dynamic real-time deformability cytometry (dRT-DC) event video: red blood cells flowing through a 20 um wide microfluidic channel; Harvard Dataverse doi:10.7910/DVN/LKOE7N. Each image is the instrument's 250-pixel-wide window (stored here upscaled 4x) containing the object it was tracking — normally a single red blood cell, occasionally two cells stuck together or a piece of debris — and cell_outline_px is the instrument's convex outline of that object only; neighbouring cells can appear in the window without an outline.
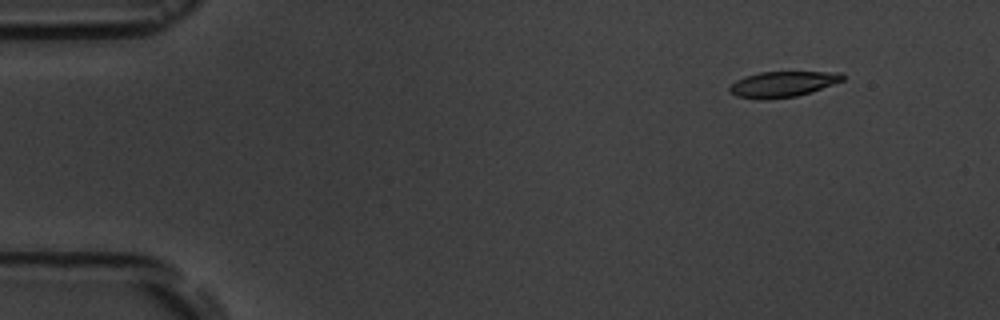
{"species": "common noctule bat (a hibernating species)", "species_latin": "Nyctalus noctula", "temperature_condition": "room temperature", "stored_images_in_passage": 4, "camera_frame_rate_fps": 3000, "um_per_image_px": 0.085, "animal": {"sex": "male", "body_mass_g": 19.5, "forearm_length_mm": 54.6}, "frame": {"image": 1, "passage_image": 1, "time_ms": 0.0, "image_size_px": [1000, 320], "cell_outline_px": [[844, 80], [812, 92], [796, 96], [764, 100], [760, 100], [736, 96], [728, 92], [728, 88], [736, 80], [744, 76], [760, 72], [840, 72], [844, 76]], "centroid_in_image_um": [66.49, 7.16], "position_along_channel_um": 18.5, "area_um2": 17.05}}
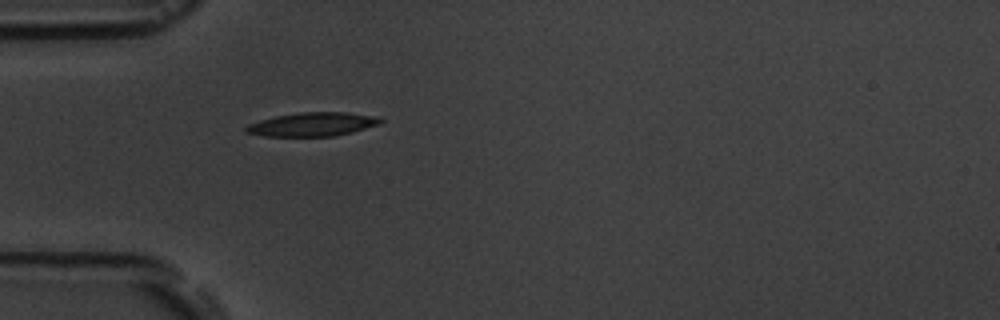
{"frame": {"image": 2, "passage_image": 4, "time_ms": 3.667, "image_size_px": [1000, 320], "cell_outline_px": [[384, 120], [380, 124], [352, 132], [336, 136], [264, 136], [244, 132], [244, 128], [248, 124], [260, 120], [276, 116], [300, 112], [344, 112], [376, 116]], "centroid_in_image_um": [26.56, 10.57], "position_along_channel_um": 58.4, "area_um2": 18.61}}